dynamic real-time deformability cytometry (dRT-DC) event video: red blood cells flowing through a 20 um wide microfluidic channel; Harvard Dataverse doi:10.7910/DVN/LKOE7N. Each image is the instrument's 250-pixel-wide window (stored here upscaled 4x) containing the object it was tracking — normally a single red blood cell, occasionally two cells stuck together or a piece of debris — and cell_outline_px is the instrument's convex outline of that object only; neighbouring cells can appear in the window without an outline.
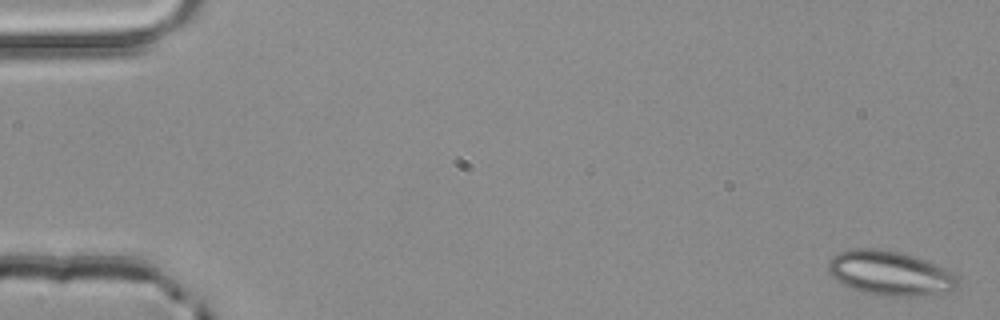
{"species": "common noctule bat (a hibernating species)", "species_latin": "Nyctalus noctula", "temperature_condition": "room temperature", "stored_images_in_passage": 4, "camera_frame_rate_fps": 3000, "um_per_image_px": 0.085, "animal": {"sex": "male", "body_mass_g": 20.4}, "frame": {"image": 1, "passage_image": 1, "time_ms": 0.0, "image_size_px": [1000, 320], "cell_outline_px": [[960, 280], [956, 288], [952, 292], [916, 296], [884, 296], [860, 292], [836, 280], [828, 272], [828, 264], [832, 256], [836, 252], [852, 248], [876, 248], [904, 252], [916, 256], [936, 264], [960, 276]], "centroid_in_image_um": [75.68, 23.21], "position_along_channel_um": 9.3, "area_um2": 34.28}}